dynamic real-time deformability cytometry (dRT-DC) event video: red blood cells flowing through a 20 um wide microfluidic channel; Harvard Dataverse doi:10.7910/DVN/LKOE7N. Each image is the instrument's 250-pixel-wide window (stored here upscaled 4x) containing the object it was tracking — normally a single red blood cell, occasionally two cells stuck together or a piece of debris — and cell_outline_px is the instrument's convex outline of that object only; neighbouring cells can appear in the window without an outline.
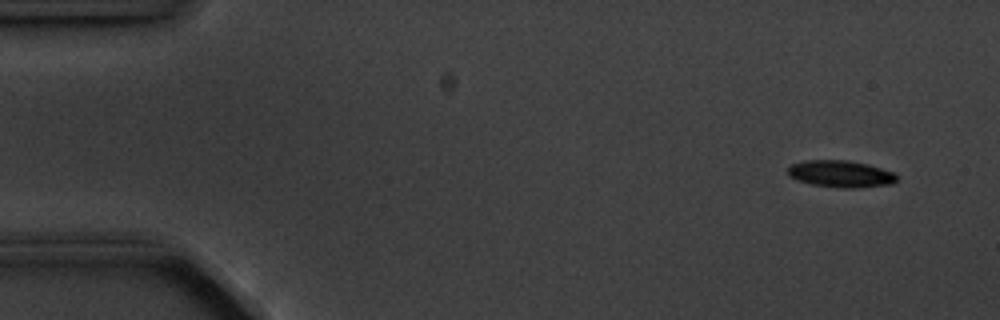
{"species": "common noctule bat (a hibernating species)", "species_latin": "Nyctalus noctula", "temperature_condition": "cold", "stored_images_in_passage": 5, "segment_of_instrument_passage": [1, 2], "camera_frame_rate_fps": 3000, "um_per_image_px": 0.085, "animal": {"sex": "male", "body_mass_g": 20.1, "forearm_length_mm": 53.5}, "frame": {"image": 1, "passage_image": 1, "time_ms": 0.0, "image_size_px": [1000, 320], "cell_outline_px": [[896, 180], [892, 184], [852, 188], [844, 188], [812, 184], [796, 180], [788, 176], [788, 168], [792, 164], [804, 160], [848, 160], [868, 164], [892, 172], [896, 176]], "centroid_in_image_um": [71.42, 14.77], "position_along_channel_um": 13.6, "area_um2": 16.94}}
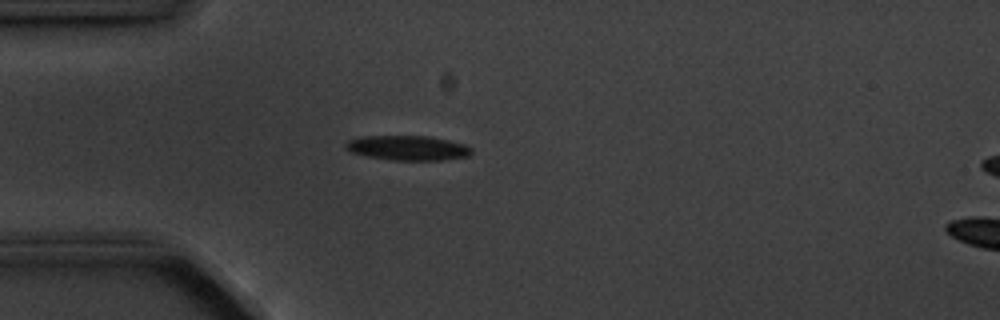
{"frame": {"image": 2, "passage_image": 4, "time_ms": 3.667, "image_size_px": [1000, 320], "cell_outline_px": [[472, 152], [468, 156], [444, 160], [392, 160], [368, 156], [352, 152], [344, 148], [344, 144], [348, 140], [360, 136], [428, 136], [448, 140], [464, 144], [472, 148]], "centroid_in_image_um": [34.65, 12.57], "position_along_channel_um": 50.4, "area_um2": 18.15}}